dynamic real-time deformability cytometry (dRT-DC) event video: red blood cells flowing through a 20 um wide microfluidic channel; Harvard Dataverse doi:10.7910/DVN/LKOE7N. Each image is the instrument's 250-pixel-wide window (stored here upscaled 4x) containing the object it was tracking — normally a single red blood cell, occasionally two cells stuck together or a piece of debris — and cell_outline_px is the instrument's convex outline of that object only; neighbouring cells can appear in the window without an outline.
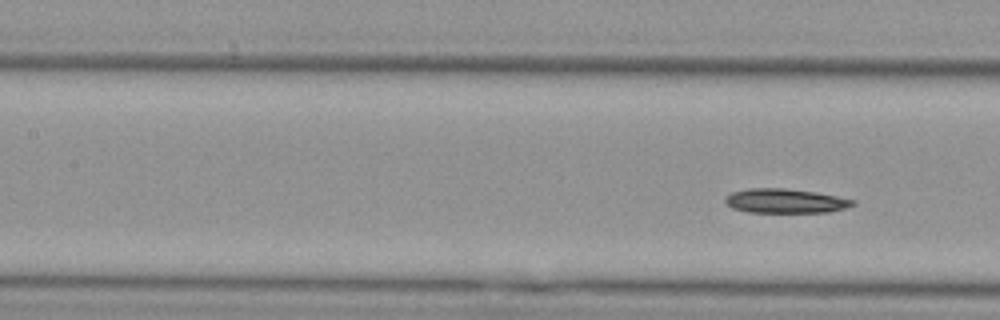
{"species": "Egyptian fruit bat (a non-hibernating species)", "species_latin": "Rousettus aegyptiacus", "temperature_condition": "cold", "stored_images_in_passage": 4, "segment_of_instrument_passage": [2, 2], "camera_frame_rate_fps": 3000, "um_per_image_px": 0.085, "animal": {"sex": "female"}, "frame": {"image": 1, "passage_image": 4, "time_ms": 4.333, "image_size_px": [1000, 320], "cell_outline_px": [[856, 204], [848, 208], [828, 212], [748, 212], [732, 208], [724, 200], [724, 196], [732, 192], [748, 188], [784, 188], [816, 192], [856, 200]], "centroid_in_image_um": [66.76, 17.07], "position_along_channel_um": 140.6, "area_um2": 18.21}}